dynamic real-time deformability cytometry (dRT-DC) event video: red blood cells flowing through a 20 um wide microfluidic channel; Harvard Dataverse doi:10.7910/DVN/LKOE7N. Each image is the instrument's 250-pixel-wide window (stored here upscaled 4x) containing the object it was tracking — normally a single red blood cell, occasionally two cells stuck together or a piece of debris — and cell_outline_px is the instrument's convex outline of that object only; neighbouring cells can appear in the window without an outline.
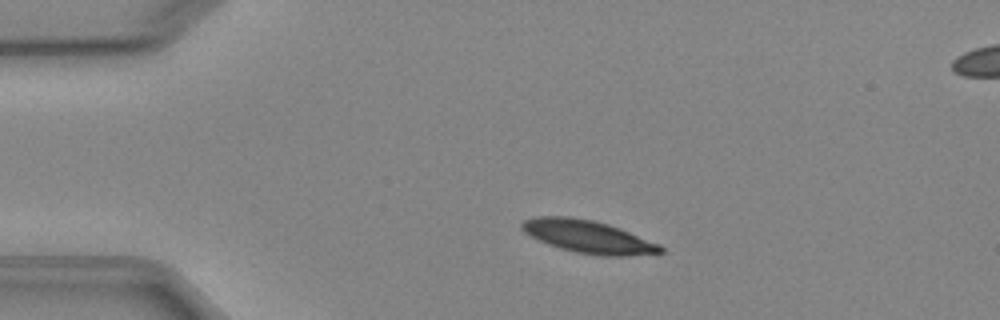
{"species": "Egyptian fruit bat (a non-hibernating species)", "species_latin": "Rousettus aegyptiacus", "temperature_condition": "cold", "stored_images_in_passage": 4, "camera_frame_rate_fps": 3000, "um_per_image_px": 0.085, "animal": {"sex": "female"}, "frame": {"image": 1, "passage_image": 3, "time_ms": 2.333, "image_size_px": [1000, 320], "cell_outline_px": [[664, 252], [628, 256], [600, 256], [576, 252], [560, 248], [548, 244], [524, 232], [520, 228], [520, 224], [524, 220], [536, 216], [568, 216], [592, 220], [608, 224], [620, 228], [660, 244], [664, 248]], "centroid_in_image_um": [50.0, 20.11], "position_along_channel_um": 35.0, "area_um2": 26.41}}